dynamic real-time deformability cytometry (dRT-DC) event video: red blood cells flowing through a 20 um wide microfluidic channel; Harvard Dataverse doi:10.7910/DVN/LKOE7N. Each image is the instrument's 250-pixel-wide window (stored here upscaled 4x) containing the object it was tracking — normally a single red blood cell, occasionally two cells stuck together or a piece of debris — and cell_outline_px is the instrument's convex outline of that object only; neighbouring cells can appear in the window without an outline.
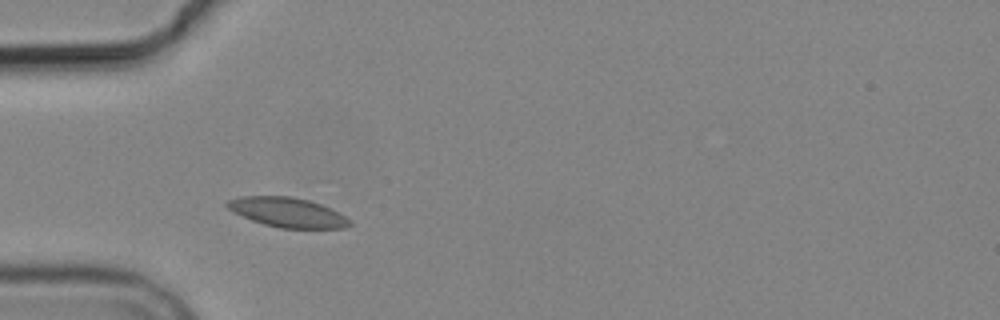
{"species": "common noctule bat (a hibernating species)", "species_latin": "Nyctalus noctula", "temperature_condition": "cold", "stored_images_in_passage": 6, "camera_frame_rate_fps": 3000, "um_per_image_px": 0.085, "animal": {"sex": "male", "body_mass_g": 19.2, "forearm_length_mm": 51.8}, "frame": {"image": 1, "passage_image": 2, "time_ms": 1.0, "image_size_px": [1000, 320], "cell_outline_px": [[352, 224], [344, 228], [280, 228], [264, 224], [252, 220], [232, 212], [224, 204], [228, 200], [240, 196], [288, 196], [308, 200], [320, 204], [352, 220]], "centroid_in_image_um": [24.4, 18.05], "position_along_channel_um": 60.6, "area_um2": 20.98}}
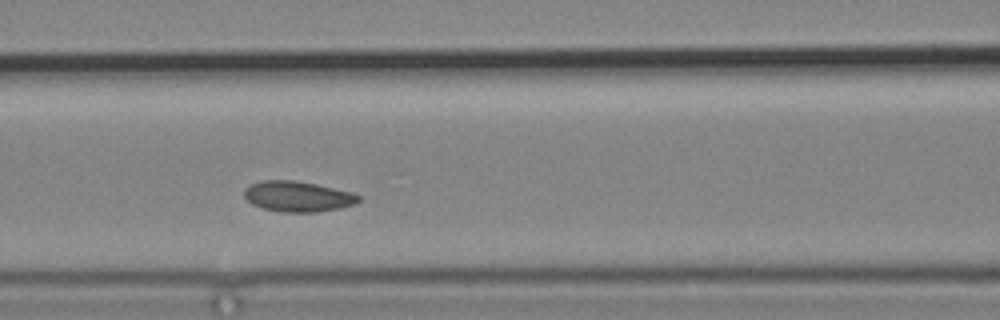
{"frame": {"image": 2, "passage_image": 4, "time_ms": 3.333, "image_size_px": [1000, 320], "cell_outline_px": [[360, 200], [356, 204], [340, 208], [316, 212], [280, 212], [264, 208], [252, 204], [244, 196], [244, 188], [252, 184], [264, 180], [296, 180], [316, 184], [352, 192], [360, 196]], "centroid_in_image_um": [25.33, 16.7], "position_along_channel_um": 141.3, "area_um2": 20.35}}
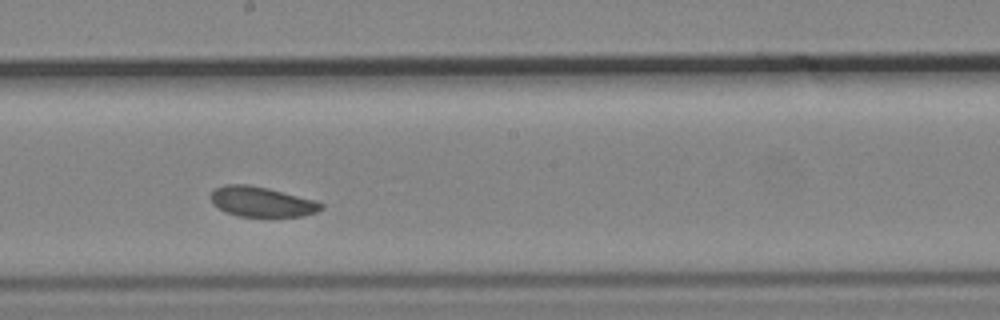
{"frame": {"image": 3, "passage_image": 6, "time_ms": 5.667, "image_size_px": [1000, 320], "cell_outline_px": [[324, 208], [316, 212], [304, 216], [240, 216], [228, 212], [212, 204], [212, 192], [216, 188], [224, 184], [248, 184], [268, 188], [316, 200], [324, 204]], "centroid_in_image_um": [22.29, 17.14], "position_along_channel_um": 225.9, "area_um2": 19.19}}